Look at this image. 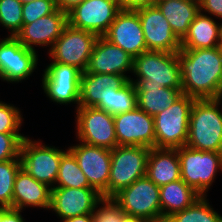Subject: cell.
Here are the masks:
<instances>
[{"instance_id":"obj_1","label":"cell","mask_w":222,"mask_h":222,"mask_svg":"<svg viewBox=\"0 0 222 222\" xmlns=\"http://www.w3.org/2000/svg\"><path fill=\"white\" fill-rule=\"evenodd\" d=\"M182 93L195 99H216L222 91V51L218 47L180 49Z\"/></svg>"},{"instance_id":"obj_2","label":"cell","mask_w":222,"mask_h":222,"mask_svg":"<svg viewBox=\"0 0 222 222\" xmlns=\"http://www.w3.org/2000/svg\"><path fill=\"white\" fill-rule=\"evenodd\" d=\"M221 103L217 99L194 101L186 146L200 151L222 152Z\"/></svg>"},{"instance_id":"obj_3","label":"cell","mask_w":222,"mask_h":222,"mask_svg":"<svg viewBox=\"0 0 222 222\" xmlns=\"http://www.w3.org/2000/svg\"><path fill=\"white\" fill-rule=\"evenodd\" d=\"M135 86L182 88L178 52L148 50L133 58Z\"/></svg>"},{"instance_id":"obj_4","label":"cell","mask_w":222,"mask_h":222,"mask_svg":"<svg viewBox=\"0 0 222 222\" xmlns=\"http://www.w3.org/2000/svg\"><path fill=\"white\" fill-rule=\"evenodd\" d=\"M195 100L182 94L169 108L154 116L155 147L179 148L186 145Z\"/></svg>"},{"instance_id":"obj_5","label":"cell","mask_w":222,"mask_h":222,"mask_svg":"<svg viewBox=\"0 0 222 222\" xmlns=\"http://www.w3.org/2000/svg\"><path fill=\"white\" fill-rule=\"evenodd\" d=\"M180 160L181 179L201 196H207L218 170L222 171V152L177 148Z\"/></svg>"},{"instance_id":"obj_6","label":"cell","mask_w":222,"mask_h":222,"mask_svg":"<svg viewBox=\"0 0 222 222\" xmlns=\"http://www.w3.org/2000/svg\"><path fill=\"white\" fill-rule=\"evenodd\" d=\"M112 199L126 215L140 217L147 222H162L160 187L147 176L120 190Z\"/></svg>"},{"instance_id":"obj_7","label":"cell","mask_w":222,"mask_h":222,"mask_svg":"<svg viewBox=\"0 0 222 222\" xmlns=\"http://www.w3.org/2000/svg\"><path fill=\"white\" fill-rule=\"evenodd\" d=\"M150 148L143 146H119L111 150L108 198L146 176Z\"/></svg>"},{"instance_id":"obj_8","label":"cell","mask_w":222,"mask_h":222,"mask_svg":"<svg viewBox=\"0 0 222 222\" xmlns=\"http://www.w3.org/2000/svg\"><path fill=\"white\" fill-rule=\"evenodd\" d=\"M66 151L26 137L20 147L21 168L38 182L55 187L61 156Z\"/></svg>"},{"instance_id":"obj_9","label":"cell","mask_w":222,"mask_h":222,"mask_svg":"<svg viewBox=\"0 0 222 222\" xmlns=\"http://www.w3.org/2000/svg\"><path fill=\"white\" fill-rule=\"evenodd\" d=\"M75 121L79 142L110 150L117 146L114 115L96 107H78Z\"/></svg>"},{"instance_id":"obj_10","label":"cell","mask_w":222,"mask_h":222,"mask_svg":"<svg viewBox=\"0 0 222 222\" xmlns=\"http://www.w3.org/2000/svg\"><path fill=\"white\" fill-rule=\"evenodd\" d=\"M98 36L67 25L49 50L52 61L72 65L85 72Z\"/></svg>"},{"instance_id":"obj_11","label":"cell","mask_w":222,"mask_h":222,"mask_svg":"<svg viewBox=\"0 0 222 222\" xmlns=\"http://www.w3.org/2000/svg\"><path fill=\"white\" fill-rule=\"evenodd\" d=\"M42 89L57 104L79 107L82 71L72 65L52 61L43 71Z\"/></svg>"},{"instance_id":"obj_12","label":"cell","mask_w":222,"mask_h":222,"mask_svg":"<svg viewBox=\"0 0 222 222\" xmlns=\"http://www.w3.org/2000/svg\"><path fill=\"white\" fill-rule=\"evenodd\" d=\"M120 11L117 0H84L67 13L68 25L102 37Z\"/></svg>"},{"instance_id":"obj_13","label":"cell","mask_w":222,"mask_h":222,"mask_svg":"<svg viewBox=\"0 0 222 222\" xmlns=\"http://www.w3.org/2000/svg\"><path fill=\"white\" fill-rule=\"evenodd\" d=\"M38 52L26 48L15 37L0 40V79L19 83L28 79L38 64Z\"/></svg>"},{"instance_id":"obj_14","label":"cell","mask_w":222,"mask_h":222,"mask_svg":"<svg viewBox=\"0 0 222 222\" xmlns=\"http://www.w3.org/2000/svg\"><path fill=\"white\" fill-rule=\"evenodd\" d=\"M90 186L104 198H108V183L111 165V150L80 142L68 147Z\"/></svg>"},{"instance_id":"obj_15","label":"cell","mask_w":222,"mask_h":222,"mask_svg":"<svg viewBox=\"0 0 222 222\" xmlns=\"http://www.w3.org/2000/svg\"><path fill=\"white\" fill-rule=\"evenodd\" d=\"M114 123L117 145L155 147L154 117L140 108L114 115Z\"/></svg>"},{"instance_id":"obj_16","label":"cell","mask_w":222,"mask_h":222,"mask_svg":"<svg viewBox=\"0 0 222 222\" xmlns=\"http://www.w3.org/2000/svg\"><path fill=\"white\" fill-rule=\"evenodd\" d=\"M140 18L147 50L177 53L181 41L156 5L135 10Z\"/></svg>"},{"instance_id":"obj_17","label":"cell","mask_w":222,"mask_h":222,"mask_svg":"<svg viewBox=\"0 0 222 222\" xmlns=\"http://www.w3.org/2000/svg\"><path fill=\"white\" fill-rule=\"evenodd\" d=\"M102 195L94 188L54 187L50 209L62 220L79 215L94 214Z\"/></svg>"},{"instance_id":"obj_18","label":"cell","mask_w":222,"mask_h":222,"mask_svg":"<svg viewBox=\"0 0 222 222\" xmlns=\"http://www.w3.org/2000/svg\"><path fill=\"white\" fill-rule=\"evenodd\" d=\"M103 37L133 58L148 51L140 18L133 10H121Z\"/></svg>"},{"instance_id":"obj_19","label":"cell","mask_w":222,"mask_h":222,"mask_svg":"<svg viewBox=\"0 0 222 222\" xmlns=\"http://www.w3.org/2000/svg\"><path fill=\"white\" fill-rule=\"evenodd\" d=\"M68 25L67 13L56 9L50 15L43 16L32 23L23 24L15 38L26 48L36 51L34 46L52 48Z\"/></svg>"},{"instance_id":"obj_20","label":"cell","mask_w":222,"mask_h":222,"mask_svg":"<svg viewBox=\"0 0 222 222\" xmlns=\"http://www.w3.org/2000/svg\"><path fill=\"white\" fill-rule=\"evenodd\" d=\"M132 70L133 57L131 55L119 46L110 43L103 36L97 38L86 69L87 73L118 74L129 80L131 76L127 74Z\"/></svg>"},{"instance_id":"obj_21","label":"cell","mask_w":222,"mask_h":222,"mask_svg":"<svg viewBox=\"0 0 222 222\" xmlns=\"http://www.w3.org/2000/svg\"><path fill=\"white\" fill-rule=\"evenodd\" d=\"M51 191L48 185L38 182L23 168L16 173L13 186L12 208L23 210L26 207L50 209Z\"/></svg>"},{"instance_id":"obj_22","label":"cell","mask_w":222,"mask_h":222,"mask_svg":"<svg viewBox=\"0 0 222 222\" xmlns=\"http://www.w3.org/2000/svg\"><path fill=\"white\" fill-rule=\"evenodd\" d=\"M146 176L158 187L181 179L177 148H150Z\"/></svg>"},{"instance_id":"obj_23","label":"cell","mask_w":222,"mask_h":222,"mask_svg":"<svg viewBox=\"0 0 222 222\" xmlns=\"http://www.w3.org/2000/svg\"><path fill=\"white\" fill-rule=\"evenodd\" d=\"M128 81L118 74L82 72L79 107H95L99 102H105L110 88L119 89Z\"/></svg>"},{"instance_id":"obj_24","label":"cell","mask_w":222,"mask_h":222,"mask_svg":"<svg viewBox=\"0 0 222 222\" xmlns=\"http://www.w3.org/2000/svg\"><path fill=\"white\" fill-rule=\"evenodd\" d=\"M155 5L168 20L172 31L180 41L200 12V3L197 0L156 1Z\"/></svg>"},{"instance_id":"obj_25","label":"cell","mask_w":222,"mask_h":222,"mask_svg":"<svg viewBox=\"0 0 222 222\" xmlns=\"http://www.w3.org/2000/svg\"><path fill=\"white\" fill-rule=\"evenodd\" d=\"M201 11L181 40V49H206L218 46L221 23ZM217 22V23H216Z\"/></svg>"},{"instance_id":"obj_26","label":"cell","mask_w":222,"mask_h":222,"mask_svg":"<svg viewBox=\"0 0 222 222\" xmlns=\"http://www.w3.org/2000/svg\"><path fill=\"white\" fill-rule=\"evenodd\" d=\"M201 195L182 179L172 181L160 187L162 222L172 214L183 211L192 205Z\"/></svg>"},{"instance_id":"obj_27","label":"cell","mask_w":222,"mask_h":222,"mask_svg":"<svg viewBox=\"0 0 222 222\" xmlns=\"http://www.w3.org/2000/svg\"><path fill=\"white\" fill-rule=\"evenodd\" d=\"M137 107L154 117L169 108L183 93L182 88L135 86Z\"/></svg>"},{"instance_id":"obj_28","label":"cell","mask_w":222,"mask_h":222,"mask_svg":"<svg viewBox=\"0 0 222 222\" xmlns=\"http://www.w3.org/2000/svg\"><path fill=\"white\" fill-rule=\"evenodd\" d=\"M95 107L111 115L134 110L137 107V93L134 83L129 80L119 89L110 88L105 97V102H99Z\"/></svg>"},{"instance_id":"obj_29","label":"cell","mask_w":222,"mask_h":222,"mask_svg":"<svg viewBox=\"0 0 222 222\" xmlns=\"http://www.w3.org/2000/svg\"><path fill=\"white\" fill-rule=\"evenodd\" d=\"M201 196L183 211L172 214L165 222H222V216Z\"/></svg>"},{"instance_id":"obj_30","label":"cell","mask_w":222,"mask_h":222,"mask_svg":"<svg viewBox=\"0 0 222 222\" xmlns=\"http://www.w3.org/2000/svg\"><path fill=\"white\" fill-rule=\"evenodd\" d=\"M55 185V187L92 188L74 155L68 149L61 156Z\"/></svg>"},{"instance_id":"obj_31","label":"cell","mask_w":222,"mask_h":222,"mask_svg":"<svg viewBox=\"0 0 222 222\" xmlns=\"http://www.w3.org/2000/svg\"><path fill=\"white\" fill-rule=\"evenodd\" d=\"M22 6L19 0H0V25L8 29L10 37H15L22 28Z\"/></svg>"},{"instance_id":"obj_32","label":"cell","mask_w":222,"mask_h":222,"mask_svg":"<svg viewBox=\"0 0 222 222\" xmlns=\"http://www.w3.org/2000/svg\"><path fill=\"white\" fill-rule=\"evenodd\" d=\"M20 168L21 160L0 162V206L12 208L14 179Z\"/></svg>"},{"instance_id":"obj_33","label":"cell","mask_w":222,"mask_h":222,"mask_svg":"<svg viewBox=\"0 0 222 222\" xmlns=\"http://www.w3.org/2000/svg\"><path fill=\"white\" fill-rule=\"evenodd\" d=\"M21 111L0 100V133H19L23 123Z\"/></svg>"},{"instance_id":"obj_34","label":"cell","mask_w":222,"mask_h":222,"mask_svg":"<svg viewBox=\"0 0 222 222\" xmlns=\"http://www.w3.org/2000/svg\"><path fill=\"white\" fill-rule=\"evenodd\" d=\"M27 136L21 133H0V162L20 160V147Z\"/></svg>"},{"instance_id":"obj_35","label":"cell","mask_w":222,"mask_h":222,"mask_svg":"<svg viewBox=\"0 0 222 222\" xmlns=\"http://www.w3.org/2000/svg\"><path fill=\"white\" fill-rule=\"evenodd\" d=\"M57 9L55 0H35L22 6L23 24H29L33 21L50 15Z\"/></svg>"},{"instance_id":"obj_36","label":"cell","mask_w":222,"mask_h":222,"mask_svg":"<svg viewBox=\"0 0 222 222\" xmlns=\"http://www.w3.org/2000/svg\"><path fill=\"white\" fill-rule=\"evenodd\" d=\"M123 214L119 205L112 198L103 197L96 204L93 222H119Z\"/></svg>"},{"instance_id":"obj_37","label":"cell","mask_w":222,"mask_h":222,"mask_svg":"<svg viewBox=\"0 0 222 222\" xmlns=\"http://www.w3.org/2000/svg\"><path fill=\"white\" fill-rule=\"evenodd\" d=\"M199 3L202 13L222 19V0H200Z\"/></svg>"},{"instance_id":"obj_38","label":"cell","mask_w":222,"mask_h":222,"mask_svg":"<svg viewBox=\"0 0 222 222\" xmlns=\"http://www.w3.org/2000/svg\"><path fill=\"white\" fill-rule=\"evenodd\" d=\"M21 210L0 206V222H25Z\"/></svg>"},{"instance_id":"obj_39","label":"cell","mask_w":222,"mask_h":222,"mask_svg":"<svg viewBox=\"0 0 222 222\" xmlns=\"http://www.w3.org/2000/svg\"><path fill=\"white\" fill-rule=\"evenodd\" d=\"M121 10H137L139 8L153 6L156 0H117Z\"/></svg>"},{"instance_id":"obj_40","label":"cell","mask_w":222,"mask_h":222,"mask_svg":"<svg viewBox=\"0 0 222 222\" xmlns=\"http://www.w3.org/2000/svg\"><path fill=\"white\" fill-rule=\"evenodd\" d=\"M84 0H55L56 7L61 11L68 13L77 5H80Z\"/></svg>"},{"instance_id":"obj_41","label":"cell","mask_w":222,"mask_h":222,"mask_svg":"<svg viewBox=\"0 0 222 222\" xmlns=\"http://www.w3.org/2000/svg\"><path fill=\"white\" fill-rule=\"evenodd\" d=\"M94 215L93 214H86V215H79L69 219L62 220L61 222H93Z\"/></svg>"},{"instance_id":"obj_42","label":"cell","mask_w":222,"mask_h":222,"mask_svg":"<svg viewBox=\"0 0 222 222\" xmlns=\"http://www.w3.org/2000/svg\"><path fill=\"white\" fill-rule=\"evenodd\" d=\"M119 222H147V221L143 218H140V217H135V216L123 214L120 217Z\"/></svg>"},{"instance_id":"obj_43","label":"cell","mask_w":222,"mask_h":222,"mask_svg":"<svg viewBox=\"0 0 222 222\" xmlns=\"http://www.w3.org/2000/svg\"><path fill=\"white\" fill-rule=\"evenodd\" d=\"M217 47L222 51V23L220 25L219 42H218V46Z\"/></svg>"},{"instance_id":"obj_44","label":"cell","mask_w":222,"mask_h":222,"mask_svg":"<svg viewBox=\"0 0 222 222\" xmlns=\"http://www.w3.org/2000/svg\"><path fill=\"white\" fill-rule=\"evenodd\" d=\"M22 4H26L35 0H19Z\"/></svg>"},{"instance_id":"obj_45","label":"cell","mask_w":222,"mask_h":222,"mask_svg":"<svg viewBox=\"0 0 222 222\" xmlns=\"http://www.w3.org/2000/svg\"><path fill=\"white\" fill-rule=\"evenodd\" d=\"M219 102L222 100V92H220L216 98Z\"/></svg>"}]
</instances>
